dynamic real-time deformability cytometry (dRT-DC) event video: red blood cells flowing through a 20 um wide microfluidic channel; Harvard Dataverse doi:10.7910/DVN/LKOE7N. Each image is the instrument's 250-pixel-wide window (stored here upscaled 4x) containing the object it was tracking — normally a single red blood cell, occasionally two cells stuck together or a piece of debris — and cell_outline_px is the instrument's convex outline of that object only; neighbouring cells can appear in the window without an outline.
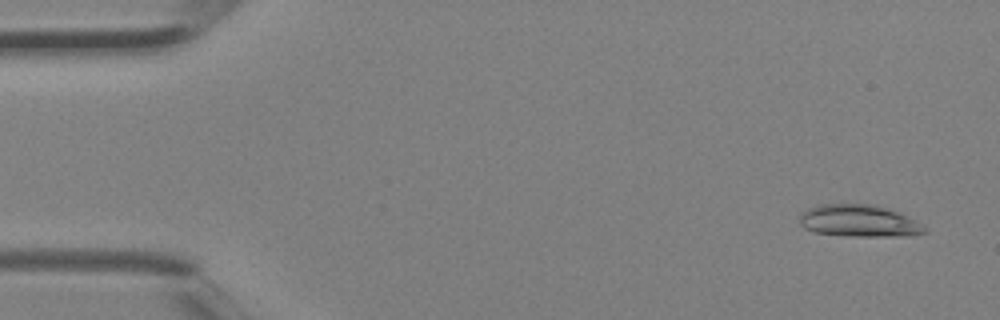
{"species": "Egyptian fruit bat (a non-hibernating species)", "species_latin": "Rousettus aegyptiacus", "temperature_condition": "room temperature", "stored_images_in_passage": 3, "camera_frame_rate_fps": 3000, "um_per_image_px": 0.085, "animal": {"sex": "female"}, "frame": {"image": 1, "passage_image": 1, "time_ms": 0.0, "image_size_px": [1000, 320], "cell_outline_px": [[928, 232], [908, 236], [852, 236], [816, 232], [804, 228], [800, 224], [800, 212], [808, 208], [820, 204], [872, 204], [888, 208], [900, 212], [924, 228]], "centroid_in_image_um": [72.97, 18.77], "position_along_channel_um": 12.0, "area_um2": 23.18}}
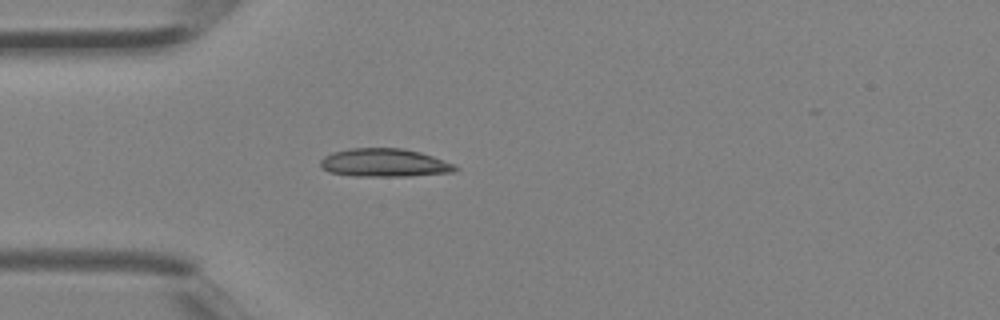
{"frame": {"image": 2, "passage_image": 3, "time_ms": 0.667, "image_size_px": [1000, 320], "cell_outline_px": [[460, 168], [452, 172], [408, 176], [352, 176], [328, 172], [320, 164], [320, 160], [324, 156], [332, 152], [348, 148], [404, 148], [420, 152], [456, 164]], "centroid_in_image_um": [32.67, 13.83], "position_along_channel_um": 52.3, "area_um2": 22.31}}